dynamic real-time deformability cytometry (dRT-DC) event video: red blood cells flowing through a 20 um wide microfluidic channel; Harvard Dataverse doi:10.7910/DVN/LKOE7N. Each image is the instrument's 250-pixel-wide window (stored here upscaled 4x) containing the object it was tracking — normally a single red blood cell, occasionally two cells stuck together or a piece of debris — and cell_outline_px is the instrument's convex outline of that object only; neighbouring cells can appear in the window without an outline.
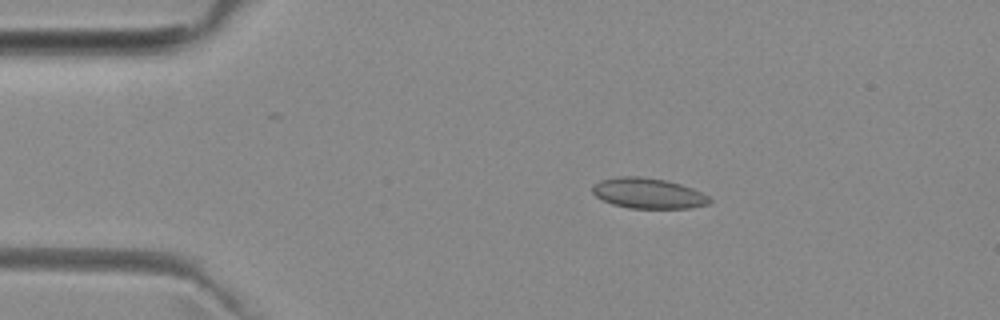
{"species": "common noctule bat (a hibernating species)", "species_latin": "Nyctalus noctula", "temperature_condition": "room temperature", "stored_images_in_passage": 4, "camera_frame_rate_fps": 3000, "um_per_image_px": 0.085, "animal": {"sex": "female", "body_mass_g": 29.2, "forearm_length_mm": 56.3}, "frame": {"image": 1, "passage_image": 1, "time_ms": 0.0, "image_size_px": [1000, 320], "cell_outline_px": [[712, 200], [708, 204], [688, 208], [628, 208], [612, 204], [596, 196], [592, 192], [592, 184], [600, 180], [620, 176], [640, 176], [664, 180], [680, 184], [692, 188], [708, 196]], "centroid_in_image_um": [55.06, 16.43], "position_along_channel_um": 29.9, "area_um2": 20.69}}
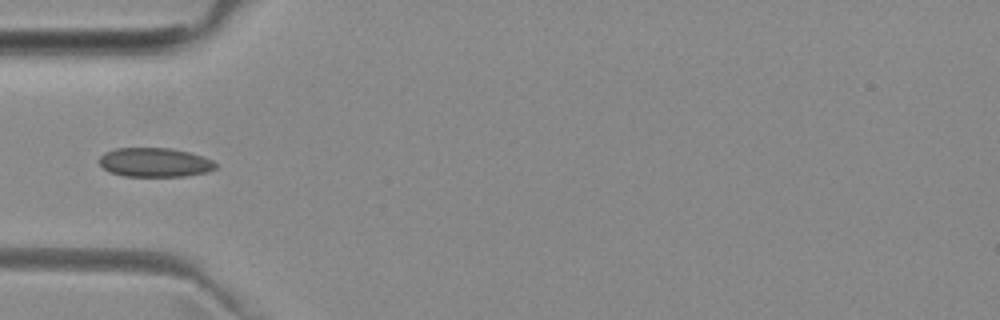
{"frame": {"image": 2, "passage_image": 3, "time_ms": 2.333, "image_size_px": [1000, 320], "cell_outline_px": [[216, 168], [208, 172], [184, 176], [124, 176], [108, 172], [96, 160], [104, 152], [116, 148], [172, 148], [204, 156], [212, 160], [216, 164]], "centroid_in_image_um": [13.13, 13.8], "position_along_channel_um": 71.9, "area_um2": 19.94}}
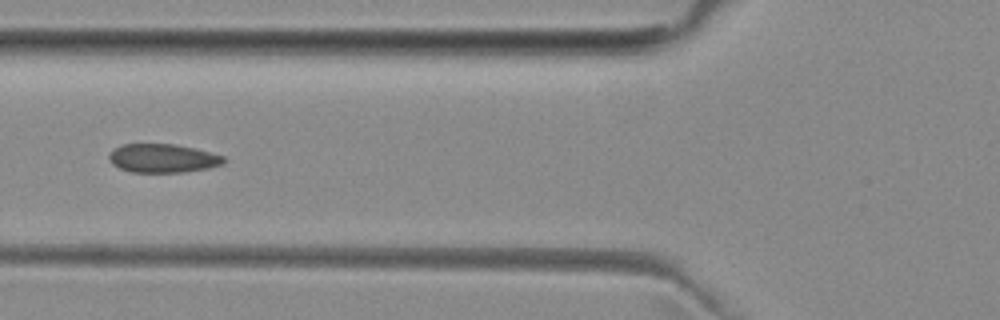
{"frame": {"image": 3, "passage_image": 4, "time_ms": 3.333, "image_size_px": [1000, 320], "cell_outline_px": [[228, 160], [224, 164], [208, 168], [184, 172], [132, 172], [120, 168], [112, 164], [108, 160], [108, 156], [112, 148], [120, 144], [176, 144], [196, 148], [224, 156]], "centroid_in_image_um": [13.84, 13.44], "position_along_channel_um": 112.0, "area_um2": 19.48}}